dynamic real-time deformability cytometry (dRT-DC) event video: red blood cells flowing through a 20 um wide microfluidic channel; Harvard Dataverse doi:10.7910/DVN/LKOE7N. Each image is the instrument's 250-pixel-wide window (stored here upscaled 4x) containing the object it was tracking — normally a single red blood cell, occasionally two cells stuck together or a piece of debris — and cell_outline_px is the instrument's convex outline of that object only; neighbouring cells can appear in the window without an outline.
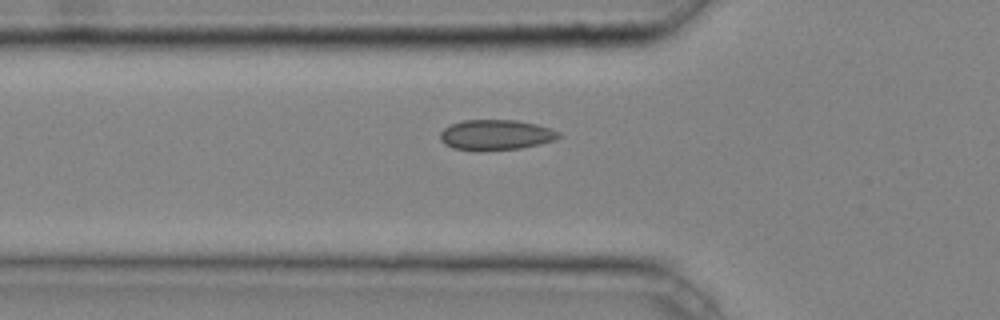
{"species": "common noctule bat (a hibernating species)", "species_latin": "Nyctalus noctula", "temperature_condition": "cold", "stored_images_in_passage": 41, "camera_frame_rate_fps": 3000, "um_per_image_px": 0.085, "animal": {"sex": "male", "body_mass_g": 20.4}, "frame": {"image": 1, "passage_image": 16, "time_ms": 5.0, "image_size_px": [1000, 320], "cell_outline_px": [[560, 136], [556, 140], [540, 144], [520, 148], [480, 152], [476, 152], [452, 148], [444, 144], [440, 140], [440, 132], [444, 128], [452, 124], [464, 120], [516, 120], [536, 124], [560, 132]], "centroid_in_image_um": [42.11, 11.49], "position_along_channel_um": 83.7, "area_um2": 21.27}}
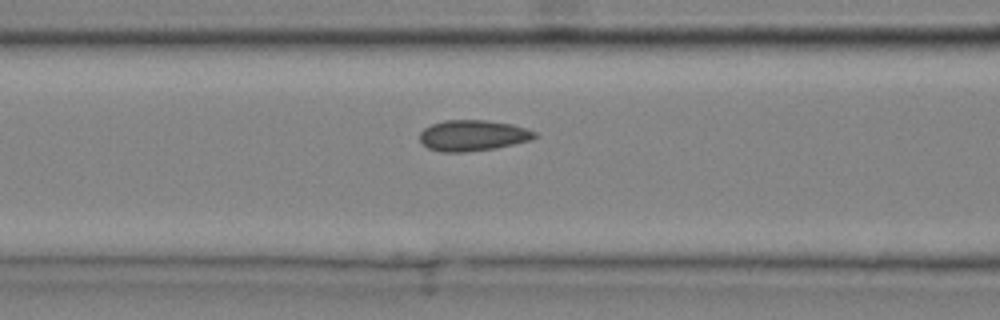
{"frame": {"image": 2, "passage_image": 19, "time_ms": 6.0, "image_size_px": [1000, 320], "cell_outline_px": [[536, 136], [532, 140], [496, 148], [464, 152], [440, 152], [428, 148], [420, 140], [420, 132], [424, 128], [432, 124], [444, 120], [484, 120], [512, 124], [536, 132]], "centroid_in_image_um": [40.18, 11.52], "position_along_channel_um": 126.4, "area_um2": 20.63}}
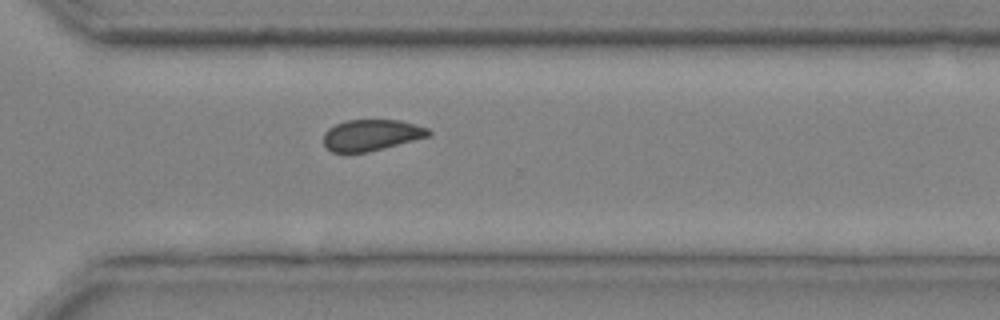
{"frame": {"image": 3, "passage_image": 34, "time_ms": 11.0, "image_size_px": [1000, 320], "cell_outline_px": [[432, 132], [428, 136], [368, 152], [332, 152], [324, 144], [324, 132], [328, 128], [336, 124], [348, 120], [400, 120], [428, 128]], "centroid_in_image_um": [31.55, 11.47], "position_along_channel_um": 339.1, "area_um2": 18.84}, "authors_computed_cell_mechanics": {"area_um2": 20.4612, "velocity_mm_per_s": 4.2538, "shape_relaxation_time_tau1_ms": 5.6624, "shape_relaxation_time_tau2_ms": 1.0751, "deformation_change_tau1": 0.0451, "deformation_change_tau2": 0.0479}}